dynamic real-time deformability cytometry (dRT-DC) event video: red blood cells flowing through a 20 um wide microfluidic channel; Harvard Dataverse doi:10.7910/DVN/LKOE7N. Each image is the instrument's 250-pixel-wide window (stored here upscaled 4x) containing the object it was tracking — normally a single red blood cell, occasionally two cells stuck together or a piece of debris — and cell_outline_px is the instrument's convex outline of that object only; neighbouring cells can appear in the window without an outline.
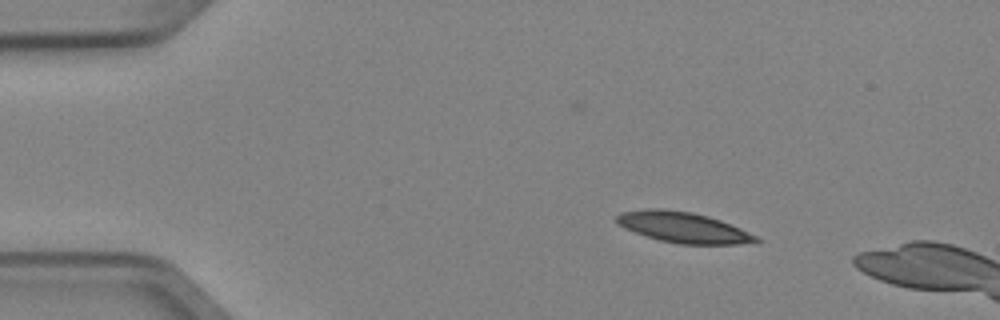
{"species": "Egyptian fruit bat (a non-hibernating species)", "species_latin": "Rousettus aegyptiacus", "temperature_condition": "cold", "stored_images_in_passage": 3, "camera_frame_rate_fps": 3000, "um_per_image_px": 0.085, "animal": {"sex": "female"}, "frame": {"image": 1, "passage_image": 2, "time_ms": 0.333, "image_size_px": [1000, 320], "cell_outline_px": [[764, 240], [756, 244], [680, 244], [660, 240], [624, 228], [616, 224], [616, 216], [620, 212], [648, 208], [664, 208], [692, 212], [708, 216], [720, 220], [740, 228]], "centroid_in_image_um": [58.1, 19.32], "position_along_channel_um": 26.9, "area_um2": 25.09}}